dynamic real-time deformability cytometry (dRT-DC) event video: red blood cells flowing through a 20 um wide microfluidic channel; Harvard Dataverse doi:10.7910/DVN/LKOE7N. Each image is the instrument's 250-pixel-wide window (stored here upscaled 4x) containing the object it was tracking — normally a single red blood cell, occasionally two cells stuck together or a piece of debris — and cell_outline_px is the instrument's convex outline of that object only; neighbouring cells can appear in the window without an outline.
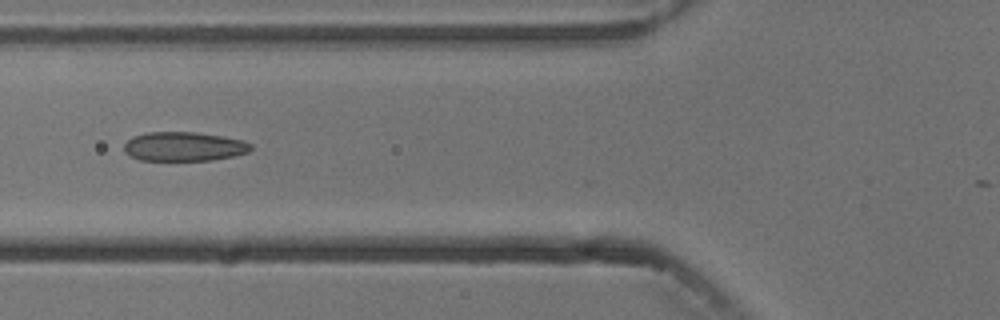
{"species": "common noctule bat (a hibernating species)", "species_latin": "Nyctalus noctula", "temperature_condition": "cold", "stored_images_in_passage": 2, "camera_frame_rate_fps": 3000, "um_per_image_px": 0.085, "animal": {"sex": "male", "body_mass_g": 13.3}, "frame": {"image": 1, "passage_image": 2, "time_ms": 1.333, "image_size_px": [1000, 320], "cell_outline_px": [[252, 148], [248, 152], [232, 156], [212, 160], [140, 160], [124, 152], [124, 144], [132, 136], [148, 132], [196, 132], [244, 140], [252, 144]], "centroid_in_image_um": [15.63, 12.45], "position_along_channel_um": 110.2, "area_um2": 21.5}}